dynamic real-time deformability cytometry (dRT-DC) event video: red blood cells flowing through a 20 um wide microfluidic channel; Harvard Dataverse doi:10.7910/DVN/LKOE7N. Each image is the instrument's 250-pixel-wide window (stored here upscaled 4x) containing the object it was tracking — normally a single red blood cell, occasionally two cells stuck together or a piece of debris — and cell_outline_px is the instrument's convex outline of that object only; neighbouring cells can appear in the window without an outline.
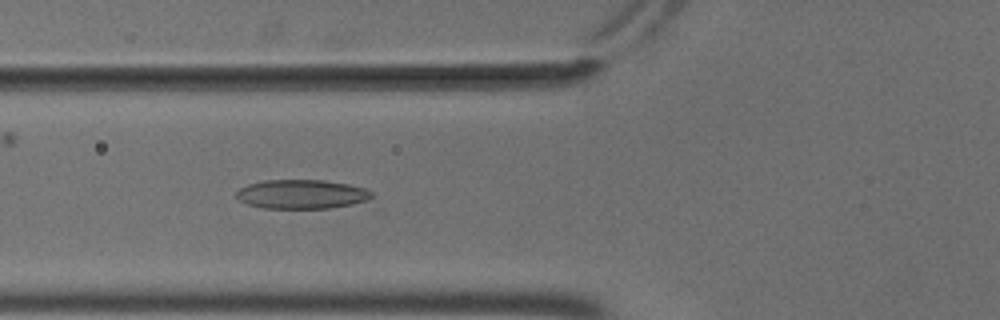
{"species": "common noctule bat (a hibernating species)", "species_latin": "Nyctalus noctula", "temperature_condition": "cold", "stored_images_in_passage": 40, "camera_frame_rate_fps": 3000, "um_per_image_px": 0.085, "animal": {"sex": "male", "body_mass_g": 18.8}, "frame": {"image": 1, "passage_image": 13, "time_ms": 4.0, "image_size_px": [1000, 320], "cell_outline_px": [[372, 196], [368, 200], [352, 204], [328, 208], [264, 208], [248, 204], [236, 200], [236, 192], [240, 188], [248, 184], [264, 180], [324, 180], [348, 184], [364, 188], [372, 192]], "centroid_in_image_um": [25.61, 16.5], "position_along_channel_um": 100.2, "area_um2": 22.95}}
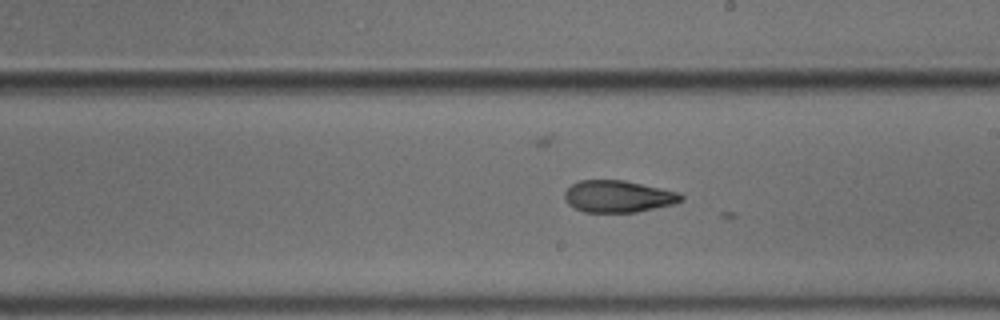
{"frame": {"image": 2, "passage_image": 24, "time_ms": 7.667, "image_size_px": [1000, 320], "cell_outline_px": [[684, 200], [672, 204], [636, 212], [584, 212], [568, 204], [564, 200], [564, 192], [572, 184], [580, 180], [624, 180], [680, 192], [684, 196]], "centroid_in_image_um": [52.54, 16.69], "position_along_channel_um": 236.5, "area_um2": 21.68}}
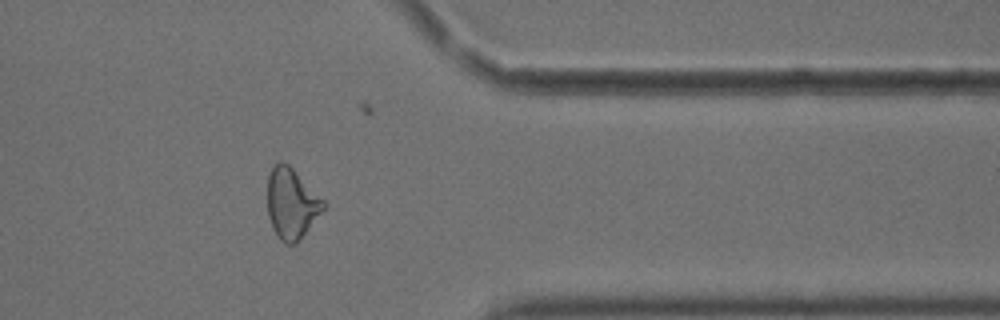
{"frame": {"image": 3, "passage_image": 37, "time_ms": 12.0, "image_size_px": [1000, 320], "cell_outline_px": [[324, 208], [296, 244], [284, 244], [280, 240], [268, 216], [268, 176], [272, 168], [280, 160], [288, 164], [324, 200]], "centroid_in_image_um": [24.76, 17.29], "position_along_channel_um": 386.6, "area_um2": 22.48}, "authors_computed_cell_mechanics": {"area_um2": 22.3397, "velocity_mm_per_s": 3.683, "shape_relaxation_time_tau1_ms": null, "shape_relaxation_time_tau2_ms": 3.2064, "deformation_change_tau1": null, "deformation_change_tau2": 0.102}}